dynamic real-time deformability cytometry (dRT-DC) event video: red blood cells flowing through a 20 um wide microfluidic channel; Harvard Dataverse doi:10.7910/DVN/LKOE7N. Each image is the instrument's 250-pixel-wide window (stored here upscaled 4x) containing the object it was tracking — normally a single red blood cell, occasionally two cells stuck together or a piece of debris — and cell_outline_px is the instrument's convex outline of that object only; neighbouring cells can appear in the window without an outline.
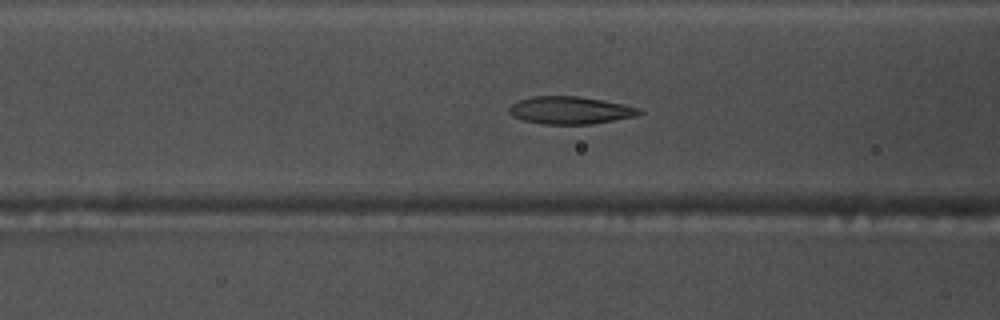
{"species": "common noctule bat (a hibernating species)", "species_latin": "Nyctalus noctula", "temperature_condition": "warm", "stored_images_in_passage": 53, "camera_frame_rate_fps": 3000, "um_per_image_px": 0.085, "animal": {"sex": "male", "body_mass_g": 17.5, "forearm_length_mm": 52.3}, "frame": {"image": 1, "passage_image": 20, "time_ms": 6.333, "image_size_px": [1000, 320], "cell_outline_px": [[644, 112], [636, 116], [592, 124], [544, 124], [524, 120], [512, 116], [508, 112], [508, 108], [512, 104], [520, 100], [532, 96], [576, 96], [624, 104], [640, 108]], "centroid_in_image_um": [48.47, 9.37], "position_along_channel_um": 118.1, "area_um2": 20.81}}
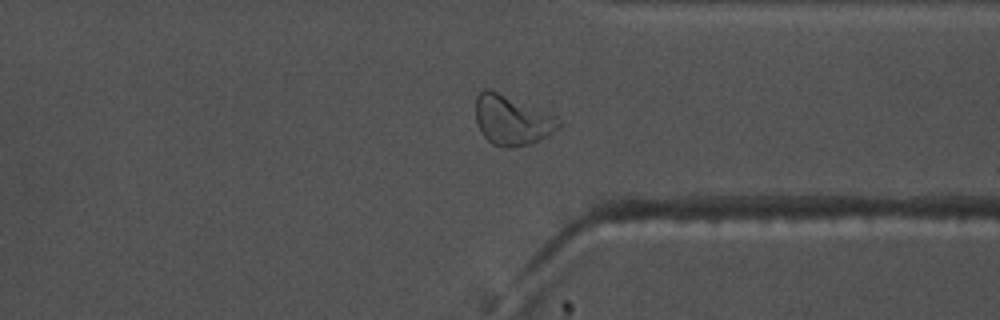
{"frame": {"image": 2, "passage_image": 40, "time_ms": 13.0, "image_size_px": [1000, 320], "cell_outline_px": [[564, 124], [548, 136], [532, 144], [516, 148], [504, 148], [492, 144], [480, 132], [476, 120], [476, 96], [484, 88], [488, 88], [556, 116]], "centroid_in_image_um": [43.52, 10.25], "position_along_channel_um": 367.9, "area_um2": 24.28}}
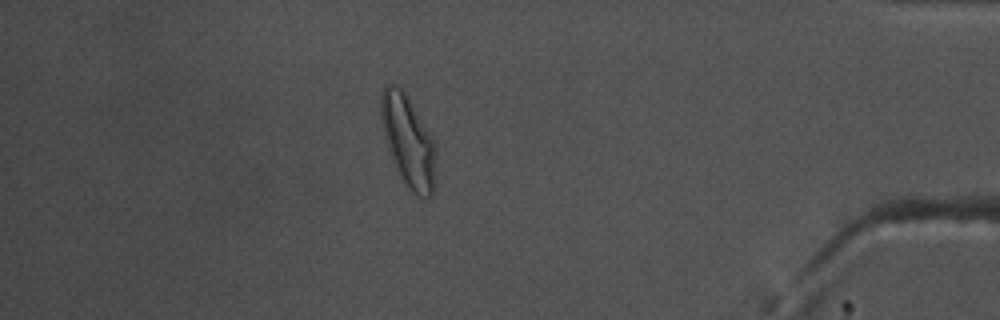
{"frame": {"image": 3, "passage_image": 46, "time_ms": 15.0, "image_size_px": [1000, 320], "cell_outline_px": [[436, 148], [432, 196], [416, 196], [400, 180], [396, 172], [380, 124], [380, 96], [384, 84], [396, 84], [404, 92], [412, 104], [432, 136], [436, 144]], "centroid_in_image_um": [34.65, 11.99], "position_along_channel_um": 400.5, "area_um2": 29.54}, "authors_computed_cell_mechanics": {"area_um2": 21.8484, "velocity_mm_per_s": 3.7759, "shape_relaxation_time_tau1_ms": 5.3964, "shape_relaxation_time_tau2_ms": 1.7381, "deformation_change_tau1": 0.1669, "deformation_change_tau2": 0.0862}}